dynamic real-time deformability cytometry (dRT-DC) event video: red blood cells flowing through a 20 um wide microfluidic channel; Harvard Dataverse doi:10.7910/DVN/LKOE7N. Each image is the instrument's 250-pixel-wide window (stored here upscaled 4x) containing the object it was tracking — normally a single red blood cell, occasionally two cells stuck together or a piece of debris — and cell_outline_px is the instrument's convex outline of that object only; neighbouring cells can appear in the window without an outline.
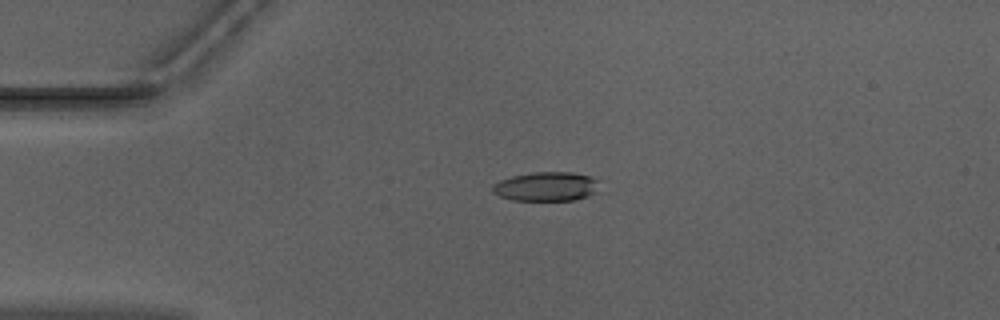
{"species": "Egyptian fruit bat (a non-hibernating species)", "species_latin": "Rousettus aegyptiacus", "temperature_condition": "warm", "stored_images_in_passage": 43, "camera_frame_rate_fps": 3000, "um_per_image_px": 0.085, "animal": {"sex": "male"}, "frame": {"image": 1, "passage_image": 6, "time_ms": 1.667, "image_size_px": [1000, 320], "cell_outline_px": [[604, 192], [576, 200], [512, 200], [500, 196], [492, 192], [492, 188], [500, 180], [512, 176], [532, 172], [572, 172], [588, 176], [596, 180]], "centroid_in_image_um": [46.53, 15.86], "position_along_channel_um": 38.5, "area_um2": 18.44}}
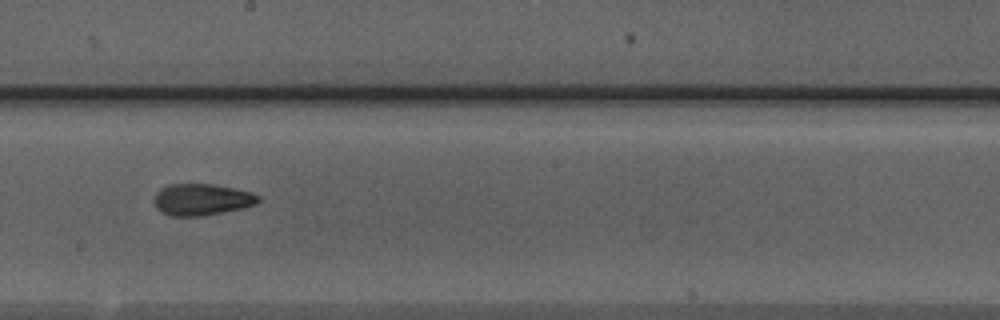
{"frame": {"image": 2, "passage_image": 23, "time_ms": 7.333, "image_size_px": [1000, 320], "cell_outline_px": [[260, 200], [256, 204], [244, 208], [204, 216], [172, 216], [160, 212], [156, 208], [152, 200], [156, 192], [160, 188], [168, 184], [212, 184], [252, 192], [260, 196]], "centroid_in_image_um": [17.12, 16.97], "position_along_channel_um": 231.1, "area_um2": 19.48}}
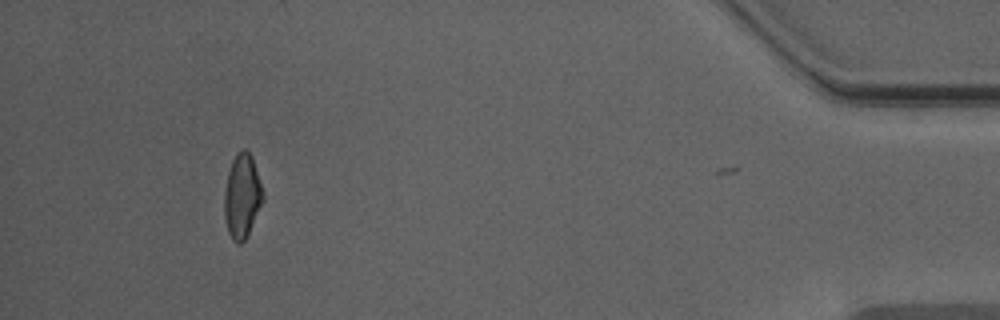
{"frame": {"image": 3, "passage_image": 42, "time_ms": 13.667, "image_size_px": [1000, 320], "cell_outline_px": [[264, 200], [244, 240], [240, 244], [236, 244], [232, 240], [228, 232], [224, 216], [224, 192], [228, 172], [232, 160], [236, 152], [240, 148], [248, 148], [252, 156], [264, 192]], "centroid_in_image_um": [20.58, 16.62], "position_along_channel_um": 414.6, "area_um2": 19.19}, "authors_computed_cell_mechanics": {"area_um2": 19.0162, "velocity_mm_per_s": 3.9827, "shape_relaxation_time_tau1_ms": 4.2109, "shape_relaxation_time_tau2_ms": 2.4954, "deformation_change_tau1": 0.1321, "deformation_change_tau2": 0.1003}}